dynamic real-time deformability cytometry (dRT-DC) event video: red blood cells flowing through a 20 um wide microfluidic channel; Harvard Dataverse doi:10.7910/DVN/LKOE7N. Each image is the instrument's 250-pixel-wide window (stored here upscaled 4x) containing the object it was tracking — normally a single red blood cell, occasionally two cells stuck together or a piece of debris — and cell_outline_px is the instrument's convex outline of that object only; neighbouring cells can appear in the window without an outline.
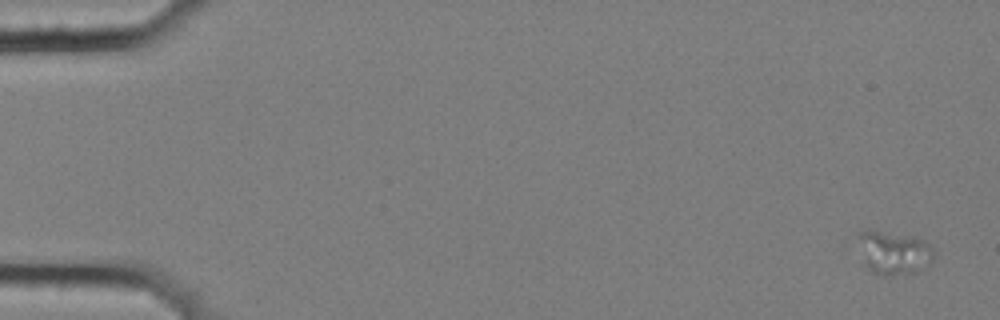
{"species": "common noctule bat (a hibernating species)", "species_latin": "Nyctalus noctula", "temperature_condition": "cold", "stored_images_in_passage": 7, "camera_frame_rate_fps": 3000, "um_per_image_px": 0.085, "animal": {"sex": "female", "body_mass_g": 25.1}, "frame": {"image": 1, "passage_image": 1, "time_ms": 0.0, "image_size_px": [1000, 320], "cell_outline_px": [[936, 256], [932, 260], [916, 272], [892, 276], [884, 276], [872, 272], [864, 264], [856, 236], [860, 232], [868, 228], [924, 240], [936, 252]], "centroid_in_image_um": [75.93, 21.48], "position_along_channel_um": 9.1, "area_um2": 19.31}}
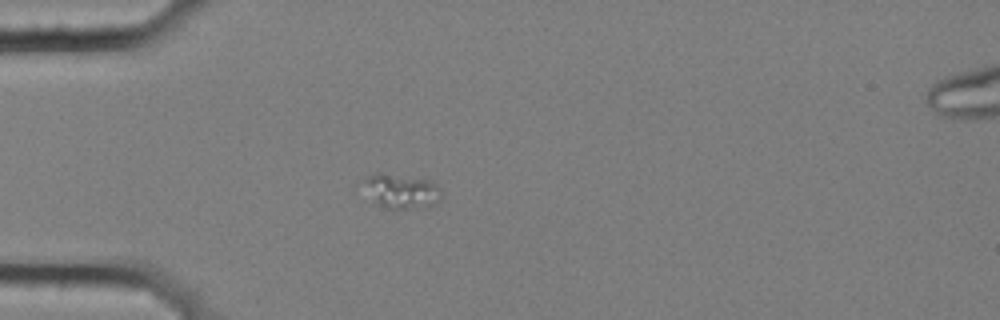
{"frame": {"image": 2, "passage_image": 5, "time_ms": 1.333, "image_size_px": [1000, 320], "cell_outline_px": [[440, 200], [436, 204], [424, 208], [388, 208], [380, 204], [352, 188], [364, 176], [380, 172], [428, 180], [436, 184], [440, 188]], "centroid_in_image_um": [33.91, 16.22], "position_along_channel_um": 51.1, "area_um2": 16.53}}